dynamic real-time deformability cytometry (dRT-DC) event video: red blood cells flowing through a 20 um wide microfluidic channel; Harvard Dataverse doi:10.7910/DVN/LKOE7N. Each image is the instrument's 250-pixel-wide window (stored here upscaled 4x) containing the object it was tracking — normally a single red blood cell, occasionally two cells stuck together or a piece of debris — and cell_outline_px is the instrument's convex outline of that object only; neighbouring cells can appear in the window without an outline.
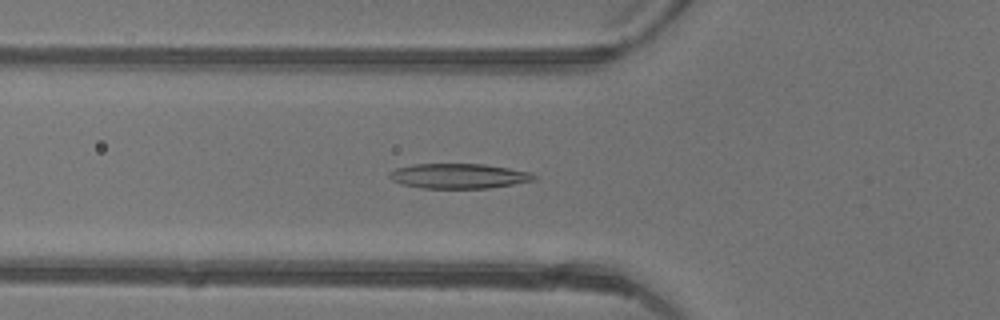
{"species": "common noctule bat (a hibernating species)", "species_latin": "Nyctalus noctula", "temperature_condition": "warm", "stored_images_in_passage": 33, "camera_frame_rate_fps": 3000, "um_per_image_px": 0.085, "animal": {"sex": "female"}, "frame": {"image": 1, "passage_image": 3, "time_ms": 0.667, "image_size_px": [1000, 320], "cell_outline_px": [[536, 180], [488, 188], [420, 188], [400, 184], [392, 180], [388, 176], [388, 172], [396, 168], [412, 164], [484, 164], [532, 172], [536, 176]], "centroid_in_image_um": [38.96, 14.96], "position_along_channel_um": 86.8, "area_um2": 21.1}}
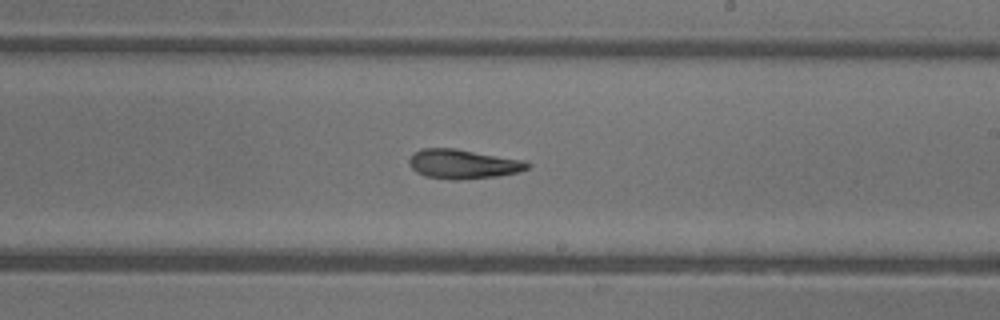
{"frame": {"image": 2, "passage_image": 14, "time_ms": 4.333, "image_size_px": [1000, 320], "cell_outline_px": [[532, 168], [520, 172], [496, 176], [460, 180], [452, 180], [424, 176], [416, 172], [408, 164], [408, 160], [420, 148], [456, 148], [524, 160], [532, 164]], "centroid_in_image_um": [39.4, 13.94], "position_along_channel_um": 249.6, "area_um2": 20.52}}
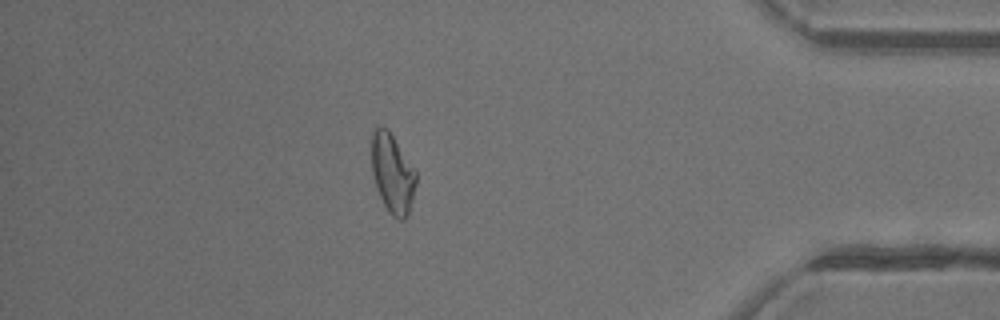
{"frame": {"image": 3, "passage_image": 27, "time_ms": 8.667, "image_size_px": [1000, 320], "cell_outline_px": [[416, 184], [408, 216], [404, 220], [400, 220], [392, 216], [388, 212], [376, 188], [372, 172], [372, 132], [376, 128], [388, 128], [416, 168]], "centroid_in_image_um": [33.38, 14.75], "position_along_channel_um": 401.8, "area_um2": 20.75}, "authors_computed_cell_mechanics": {"area_um2": 20.4034, "velocity_mm_per_s": 4.423, "shape_relaxation_time_tau1_ms": null, "shape_relaxation_time_tau2_ms": 3.1581, "deformation_change_tau1": null, "deformation_change_tau2": 0.1221}}